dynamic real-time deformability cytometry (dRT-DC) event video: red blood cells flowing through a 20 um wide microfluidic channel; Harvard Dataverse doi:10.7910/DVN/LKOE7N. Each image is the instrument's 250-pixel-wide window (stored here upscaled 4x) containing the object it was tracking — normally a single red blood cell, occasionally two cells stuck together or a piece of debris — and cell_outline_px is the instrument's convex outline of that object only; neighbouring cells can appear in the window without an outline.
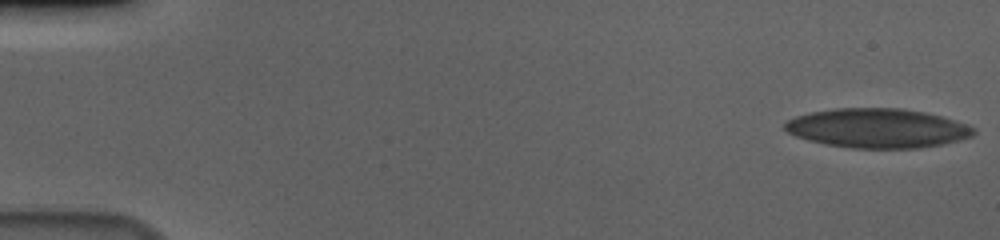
{"species": "human", "species_latin": "Homo sapiens", "temperature_condition": "cold", "stored_images_in_passage": 58, "camera_frame_rate_fps": 3000, "um_per_image_px": 0.085, "donor": {"sex": "male"}, "frame": {"image": 1, "passage_image": 1, "time_ms": 0.0, "image_size_px": [1000, 240], "cell_outline_px": [[976, 132], [972, 136], [960, 140], [940, 144], [916, 148], [852, 148], [828, 144], [796, 136], [788, 132], [784, 128], [784, 124], [788, 120], [796, 116], [812, 112], [836, 108], [900, 108], [924, 112], [940, 116], [976, 128]], "centroid_in_image_um": [74.59, 10.89], "position_along_channel_um": 10.4, "area_um2": 42.77}}
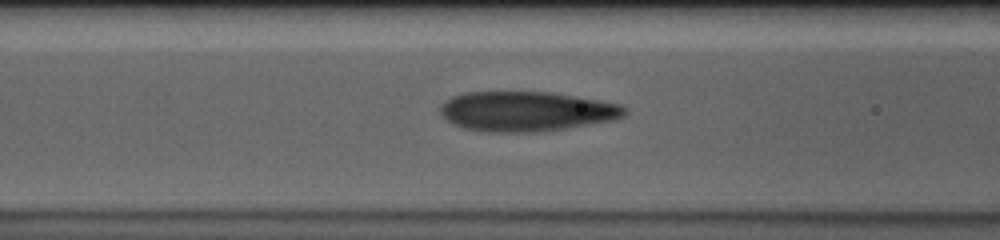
{"frame": {"image": 2, "passage_image": 24, "time_ms": 7.667, "image_size_px": [1000, 240], "cell_outline_px": [[628, 112], [624, 116], [612, 120], [568, 128], [532, 132], [488, 132], [464, 128], [448, 120], [440, 112], [440, 104], [452, 96], [464, 92], [552, 92], [576, 96], [620, 104], [628, 108]], "centroid_in_image_um": [44.76, 9.46], "position_along_channel_um": 121.8, "area_um2": 42.77}}
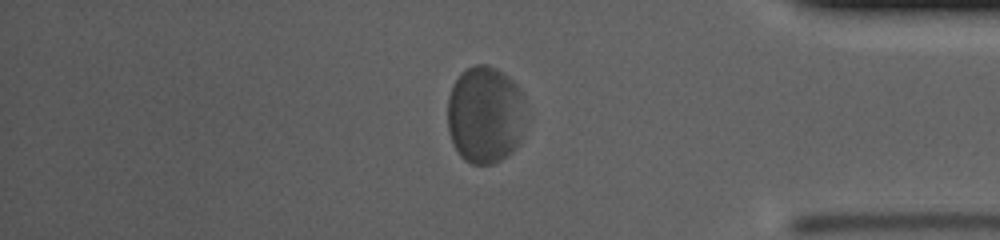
{"frame": {"image": 3, "passage_image": 49, "time_ms": 16.0, "image_size_px": [1000, 240], "cell_outline_px": [[520, 140], [516, 148], [512, 152], [500, 160], [492, 164], [472, 164], [464, 160], [460, 156], [448, 132], [448, 96], [460, 72], [464, 68], [476, 64], [484, 64], [496, 68], [508, 76], [520, 88]], "centroid_in_image_um": [41.16, 9.75], "position_along_channel_um": 394.0, "area_um2": 43.7}, "authors_computed_cell_mechanics": {"area_um2": 43.1188, "velocity_mm_per_s": 3.5269, "shape_relaxation_time_tau1_ms": 3.8673, "shape_relaxation_time_tau2_ms": null, "deformation_change_tau1": 0.1089, "deformation_change_tau2": null}}